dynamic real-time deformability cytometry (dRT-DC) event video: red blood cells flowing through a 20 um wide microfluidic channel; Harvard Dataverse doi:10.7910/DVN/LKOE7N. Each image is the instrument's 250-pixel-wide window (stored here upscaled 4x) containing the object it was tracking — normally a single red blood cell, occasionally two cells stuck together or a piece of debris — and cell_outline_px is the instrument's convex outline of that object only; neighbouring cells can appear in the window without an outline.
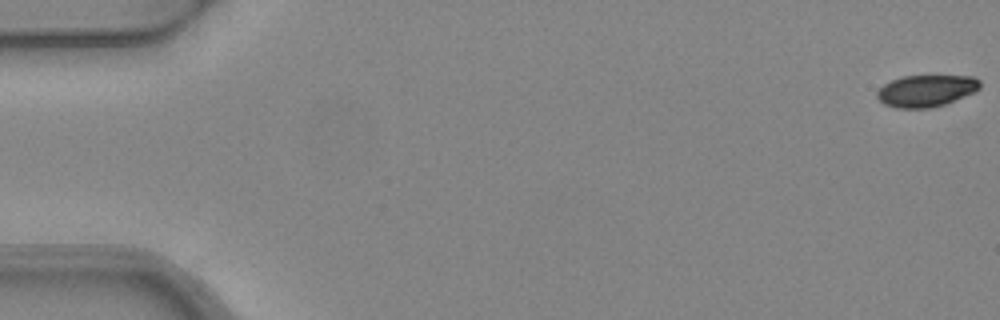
{"species": "common noctule bat (a hibernating species)", "species_latin": "Nyctalus noctula", "temperature_condition": "warm", "stored_images_in_passage": 3, "camera_frame_rate_fps": 3000, "um_per_image_px": 0.085, "animal": {"sex": "female", "body_mass_g": 24.6, "forearm_length_mm": 56.2}, "frame": {"image": 1, "passage_image": 1, "time_ms": 0.0, "image_size_px": [1000, 320], "cell_outline_px": [[980, 88], [964, 96], [944, 104], [928, 108], [896, 108], [884, 104], [876, 96], [876, 92], [884, 84], [892, 80], [904, 76], [972, 76], [980, 80]], "centroid_in_image_um": [78.7, 7.71], "position_along_channel_um": 6.3, "area_um2": 18.84}}